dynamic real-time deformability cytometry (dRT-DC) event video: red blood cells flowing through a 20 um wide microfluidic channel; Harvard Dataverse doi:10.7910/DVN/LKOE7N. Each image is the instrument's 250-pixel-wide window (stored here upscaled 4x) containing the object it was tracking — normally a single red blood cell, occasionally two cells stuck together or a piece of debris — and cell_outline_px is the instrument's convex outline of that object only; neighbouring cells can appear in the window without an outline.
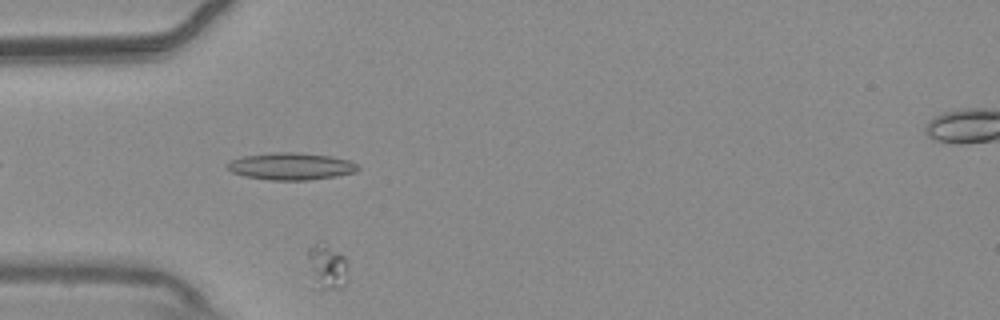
{"species": "common noctule bat (a hibernating species)", "species_latin": "Nyctalus noctula", "temperature_condition": "warm", "stored_images_in_passage": 42, "camera_frame_rate_fps": 3000, "um_per_image_px": 0.085, "animal": {"sex": "male", "body_mass_g": 20.4}, "frame": {"image": 1, "passage_image": 4, "time_ms": 1.0, "image_size_px": [1000, 320], "cell_outline_px": [[348, 284], [340, 288], [320, 288], [308, 256], [308, 248], [320, 240], [324, 240], [344, 256], [348, 276]], "centroid_in_image_um": [27.89, 22.57], "position_along_channel_um": 57.1, "area_um2": 10.12}}
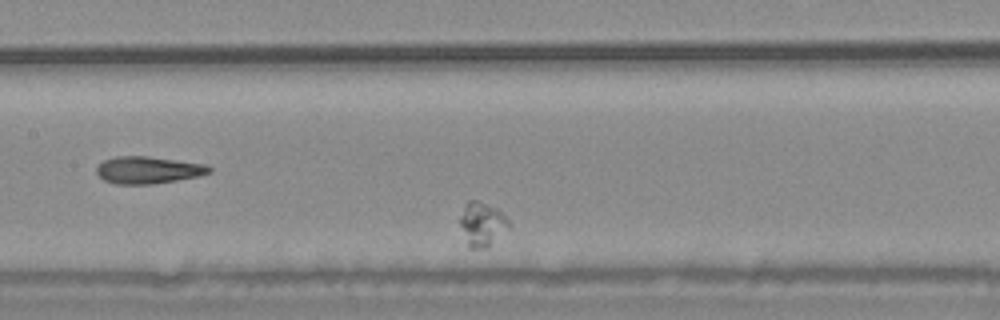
{"frame": {"image": 2, "passage_image": 15, "time_ms": 4.667, "image_size_px": [1000, 320], "cell_outline_px": [[512, 224], [488, 248], [472, 248], [468, 244], [460, 224], [460, 216], [464, 204], [468, 200], [476, 200], [500, 208]], "centroid_in_image_um": [41.02, 19.01], "position_along_channel_um": 166.4, "area_um2": 12.66}}
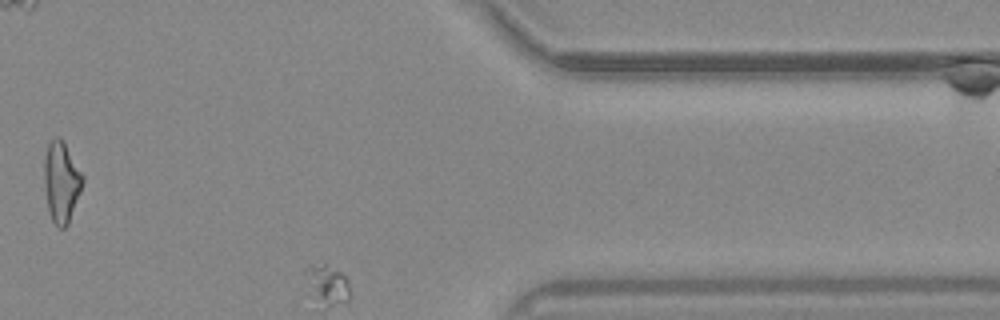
{"frame": {"image": 3, "passage_image": 36, "time_ms": 11.667, "image_size_px": [1000, 320], "cell_outline_px": [[84, 180], [80, 192], [68, 224], [64, 228], [60, 228], [52, 220], [48, 212], [44, 184], [44, 160], [48, 144], [56, 136], [60, 136], [64, 140], [84, 176]], "centroid_in_image_um": [5.22, 15.43], "position_along_channel_um": 406.2, "area_um2": 18.21}}